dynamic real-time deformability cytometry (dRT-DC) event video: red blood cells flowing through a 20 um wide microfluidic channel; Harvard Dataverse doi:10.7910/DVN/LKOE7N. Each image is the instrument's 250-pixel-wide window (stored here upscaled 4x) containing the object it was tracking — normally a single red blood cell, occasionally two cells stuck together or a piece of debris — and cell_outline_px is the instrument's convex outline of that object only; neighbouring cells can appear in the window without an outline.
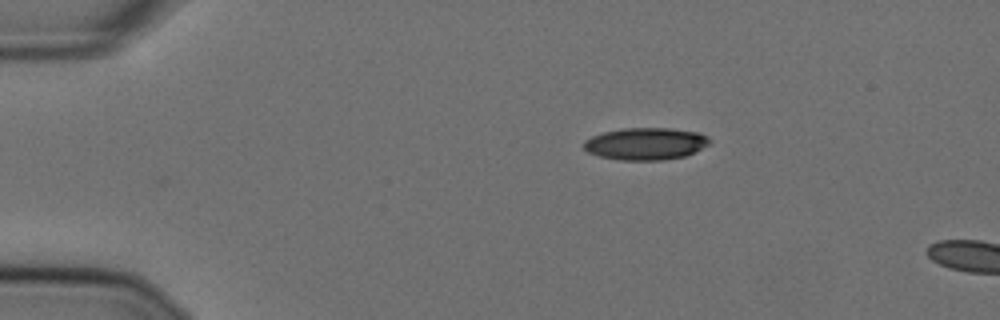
{"species": "Egyptian fruit bat (a non-hibernating species)", "species_latin": "Rousettus aegyptiacus", "temperature_condition": "cold", "stored_images_in_passage": 5, "camera_frame_rate_fps": 3000, "um_per_image_px": 0.085, "animal": {"sex": "female"}, "frame": {"image": 1, "passage_image": 1, "time_ms": 0.0, "image_size_px": [1000, 320], "cell_outline_px": [[712, 140], [708, 144], [684, 156], [664, 160], [620, 160], [600, 156], [588, 152], [584, 148], [584, 140], [592, 136], [604, 132], [624, 128], [672, 128], [696, 132], [708, 136]], "centroid_in_image_um": [54.87, 12.21], "position_along_channel_um": 30.1, "area_um2": 23.41}}